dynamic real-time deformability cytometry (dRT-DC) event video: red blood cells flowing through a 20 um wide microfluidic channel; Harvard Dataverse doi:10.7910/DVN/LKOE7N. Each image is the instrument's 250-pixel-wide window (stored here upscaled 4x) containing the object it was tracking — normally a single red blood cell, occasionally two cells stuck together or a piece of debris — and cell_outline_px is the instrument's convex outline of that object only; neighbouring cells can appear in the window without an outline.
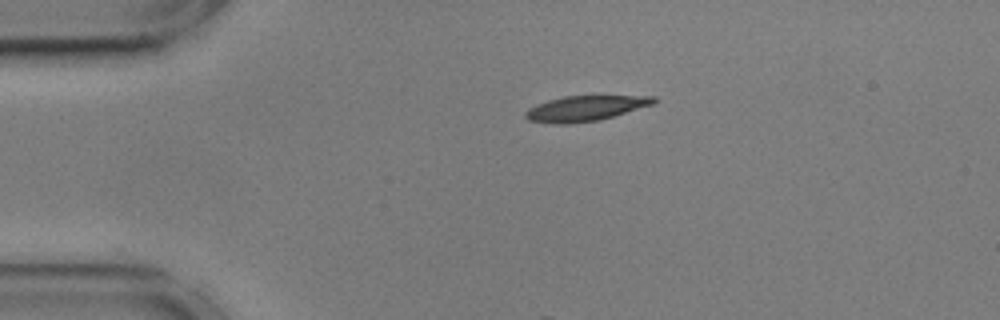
{"species": "common noctule bat (a hibernating species)", "species_latin": "Nyctalus noctula", "temperature_condition": "cold", "stored_images_in_passage": 14, "camera_frame_rate_fps": 3000, "um_per_image_px": 0.085, "animal": {"sex": "male", "body_mass_g": 17.9, "forearm_length_mm": 54.2}, "frame": {"image": 1, "passage_image": 1, "time_ms": 0.0, "image_size_px": [1000, 320], "cell_outline_px": [[656, 100], [652, 104], [600, 120], [568, 124], [556, 124], [528, 120], [524, 116], [524, 112], [528, 108], [536, 104], [548, 100], [564, 96], [656, 96]], "centroid_in_image_um": [49.68, 9.21], "position_along_channel_um": 35.3, "area_um2": 18.79}}